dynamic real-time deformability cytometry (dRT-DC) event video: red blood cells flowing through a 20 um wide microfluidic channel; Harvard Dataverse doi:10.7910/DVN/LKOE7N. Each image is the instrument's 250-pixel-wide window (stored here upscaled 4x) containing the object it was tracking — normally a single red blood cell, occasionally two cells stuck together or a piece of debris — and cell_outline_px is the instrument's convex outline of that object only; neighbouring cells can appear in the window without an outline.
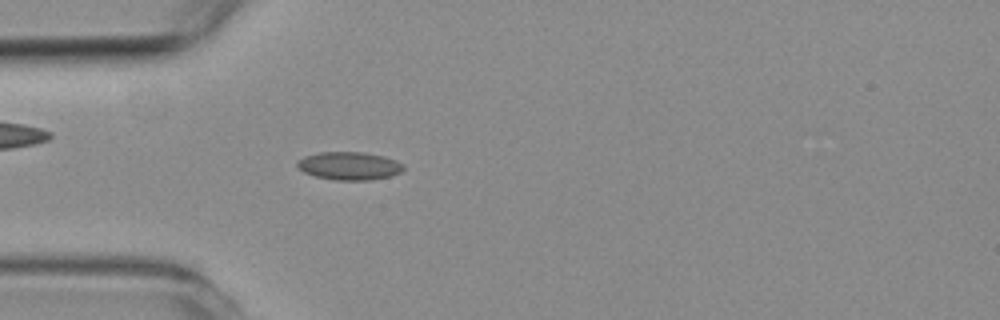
{"species": "common noctule bat (a hibernating species)", "species_latin": "Nyctalus noctula", "temperature_condition": "room temperature", "stored_images_in_passage": 5, "camera_frame_rate_fps": 3000, "um_per_image_px": 0.085, "animal": {"sex": "female", "body_mass_g": 19.3, "forearm_length_mm": 54.1}, "frame": {"image": 1, "passage_image": 5, "time_ms": 4.667, "image_size_px": [1000, 320], "cell_outline_px": [[404, 168], [400, 172], [392, 176], [368, 180], [336, 180], [316, 176], [304, 172], [296, 164], [296, 160], [304, 156], [320, 152], [364, 152], [384, 156], [396, 160], [404, 164]], "centroid_in_image_um": [29.7, 14.09], "position_along_channel_um": 55.3, "area_um2": 17.4}}